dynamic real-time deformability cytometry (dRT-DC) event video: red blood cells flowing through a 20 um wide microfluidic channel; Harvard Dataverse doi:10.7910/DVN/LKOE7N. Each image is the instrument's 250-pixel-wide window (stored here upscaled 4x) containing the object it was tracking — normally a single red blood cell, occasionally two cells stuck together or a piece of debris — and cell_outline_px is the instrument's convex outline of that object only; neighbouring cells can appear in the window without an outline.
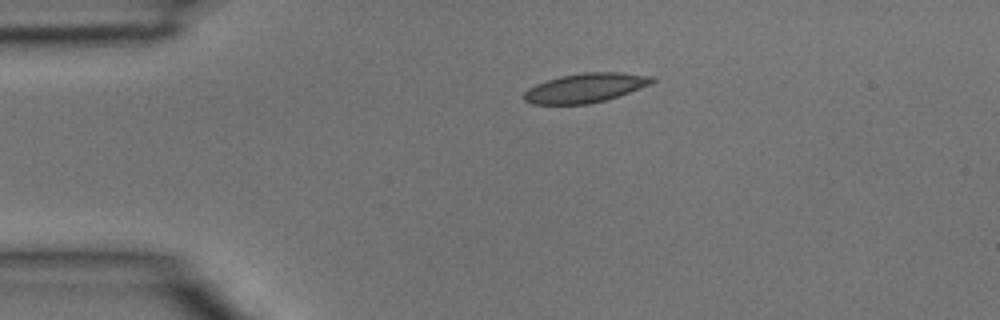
{"species": "common noctule bat (a hibernating species)", "species_latin": "Nyctalus noctula", "temperature_condition": "room temperature", "stored_images_in_passage": 3, "camera_frame_rate_fps": 3000, "um_per_image_px": 0.085, "animal": {"sex": "male", "body_mass_g": 15.6}, "frame": {"image": 1, "passage_image": 1, "time_ms": 0.0, "image_size_px": [1000, 320], "cell_outline_px": [[656, 80], [652, 84], [604, 100], [588, 104], [532, 104], [524, 100], [524, 92], [528, 88], [536, 84], [560, 76], [584, 72], [620, 72], [656, 76]], "centroid_in_image_um": [49.78, 7.46], "position_along_channel_um": 35.2, "area_um2": 21.79}}